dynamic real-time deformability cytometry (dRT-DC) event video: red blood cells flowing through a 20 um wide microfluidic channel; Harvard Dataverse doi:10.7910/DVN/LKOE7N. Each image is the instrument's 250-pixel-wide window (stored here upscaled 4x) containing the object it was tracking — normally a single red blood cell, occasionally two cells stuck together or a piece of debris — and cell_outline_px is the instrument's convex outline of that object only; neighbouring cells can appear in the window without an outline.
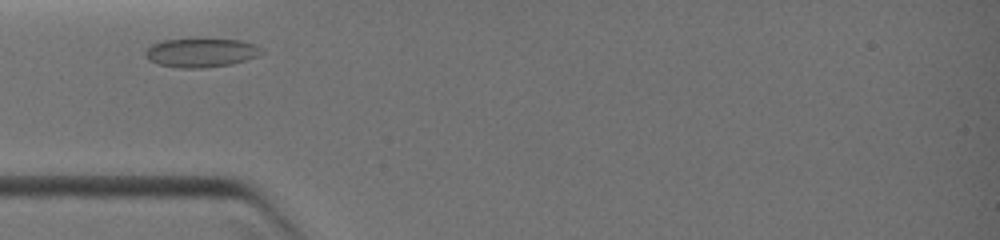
{"species": "common noctule bat (a hibernating species)", "species_latin": "Nyctalus noctula", "temperature_condition": "warm", "stored_images_in_passage": 18, "camera_frame_rate_fps": 3000, "um_per_image_px": 0.085, "animal": {"sex": "female", "body_mass_g": 19.0, "forearm_length_mm": 51.5}, "frame": {"image": 1, "passage_image": 1, "time_ms": 0.0, "image_size_px": [1000, 240], "cell_outline_px": [[264, 52], [256, 56], [232, 64], [200, 68], [180, 68], [160, 64], [144, 56], [144, 52], [152, 44], [164, 40], [240, 40], [264, 48]], "centroid_in_image_um": [17.1, 4.49], "position_along_channel_um": 67.9, "area_um2": 19.07}}
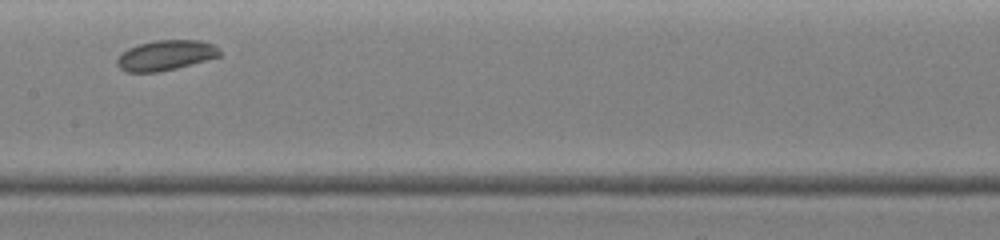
{"frame": {"image": 2, "passage_image": 6, "time_ms": 2.667, "image_size_px": [1000, 240], "cell_outline_px": [[220, 56], [176, 68], [156, 72], [128, 72], [120, 68], [116, 64], [116, 60], [120, 52], [136, 44], [156, 40], [200, 40], [212, 44], [220, 48]], "centroid_in_image_um": [14.04, 4.69], "position_along_channel_um": 193.4, "area_um2": 18.09}}
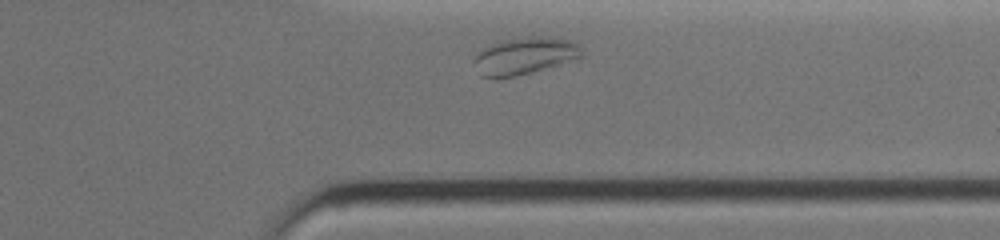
{"frame": {"image": 3, "passage_image": 14, "time_ms": 6.333, "image_size_px": [1000, 240], "cell_outline_px": [[584, 56], [580, 60], [516, 76], [480, 76], [472, 64], [480, 48], [504, 40], [528, 36], [552, 36], [568, 40], [580, 44], [584, 52]], "centroid_in_image_um": [44.68, 4.73], "position_along_channel_um": 366.7, "area_um2": 23.81}}